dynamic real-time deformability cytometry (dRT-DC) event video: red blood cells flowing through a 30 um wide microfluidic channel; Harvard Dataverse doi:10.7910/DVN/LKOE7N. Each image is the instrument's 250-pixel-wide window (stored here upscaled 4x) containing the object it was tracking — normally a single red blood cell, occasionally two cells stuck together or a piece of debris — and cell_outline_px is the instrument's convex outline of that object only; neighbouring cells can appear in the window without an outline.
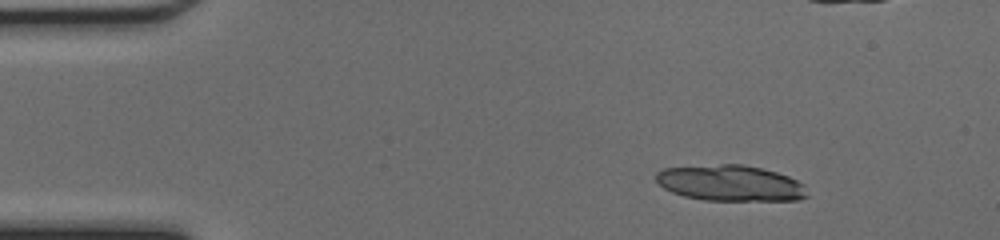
{"species": "common noctule bat (a hibernating species)", "species_latin": "Nyctalus noctula", "temperature_condition": "cold", "stored_images_in_passage": 14, "camera_frame_rate_fps": 3000, "um_per_image_px": 0.085, "animal": {"sex": "female", "body_mass_g": 17.0, "forearm_length_mm": 48.0}, "frame": {"image": 1, "passage_image": 1, "time_ms": 0.0, "image_size_px": [1000, 240], "cell_outline_px": [[808, 196], [800, 200], [704, 200], [684, 196], [672, 192], [664, 188], [656, 180], [656, 172], [664, 168], [720, 164], [744, 164], [776, 172], [788, 176], [804, 184]], "centroid_in_image_um": [62.09, 15.56], "position_along_channel_um": 22.9, "area_um2": 31.56}}